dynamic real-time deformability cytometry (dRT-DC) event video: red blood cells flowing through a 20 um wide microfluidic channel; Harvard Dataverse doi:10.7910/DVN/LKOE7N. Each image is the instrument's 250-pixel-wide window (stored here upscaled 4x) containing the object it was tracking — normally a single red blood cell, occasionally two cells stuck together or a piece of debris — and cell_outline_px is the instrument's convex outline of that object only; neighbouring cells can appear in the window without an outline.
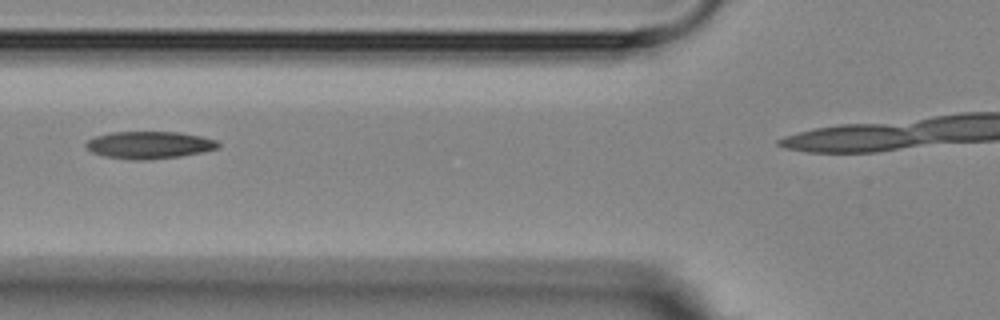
{"species": "Egyptian fruit bat (a non-hibernating species)", "species_latin": "Rousettus aegyptiacus", "temperature_condition": "room temperature", "stored_images_in_passage": 5, "segment_of_instrument_passage": [1, 2], "camera_frame_rate_fps": 3000, "um_per_image_px": 0.085, "animal": {"sex": "female"}, "frame": {"image": 1, "passage_image": 4, "time_ms": 3.333, "image_size_px": [1000, 320], "cell_outline_px": [[220, 148], [180, 156], [148, 160], [136, 160], [104, 156], [92, 152], [84, 144], [88, 140], [96, 136], [108, 132], [180, 132], [200, 136], [216, 140], [220, 144]], "centroid_in_image_um": [12.69, 12.32], "position_along_channel_um": 113.1, "area_um2": 20.98}}